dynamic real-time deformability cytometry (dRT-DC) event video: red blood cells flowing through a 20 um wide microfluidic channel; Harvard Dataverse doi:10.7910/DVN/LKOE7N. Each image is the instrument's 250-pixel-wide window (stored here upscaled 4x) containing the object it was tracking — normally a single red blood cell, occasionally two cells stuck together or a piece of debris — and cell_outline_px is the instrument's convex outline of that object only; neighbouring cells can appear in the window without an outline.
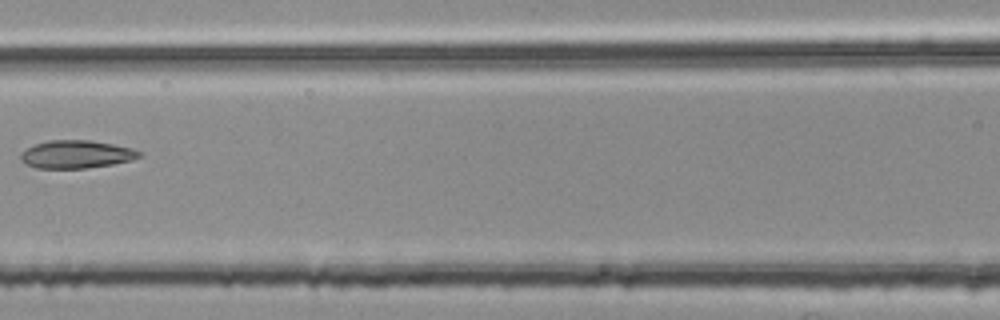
{"species": "common noctule bat (a hibernating species)", "species_latin": "Nyctalus noctula", "temperature_condition": "room temperature", "stored_images_in_passage": 6, "camera_frame_rate_fps": 3000, "um_per_image_px": 0.085, "animal": {"sex": "female", "body_mass_g": 25.1}, "frame": {"image": 1, "passage_image": 6, "time_ms": 1.667, "image_size_px": [1000, 320], "cell_outline_px": [[140, 156], [132, 160], [112, 164], [84, 168], [36, 168], [24, 164], [20, 160], [20, 152], [36, 144], [48, 140], [92, 140], [132, 148], [140, 152]], "centroid_in_image_um": [6.44, 13.11], "position_along_channel_um": 160.2, "area_um2": 19.25}}